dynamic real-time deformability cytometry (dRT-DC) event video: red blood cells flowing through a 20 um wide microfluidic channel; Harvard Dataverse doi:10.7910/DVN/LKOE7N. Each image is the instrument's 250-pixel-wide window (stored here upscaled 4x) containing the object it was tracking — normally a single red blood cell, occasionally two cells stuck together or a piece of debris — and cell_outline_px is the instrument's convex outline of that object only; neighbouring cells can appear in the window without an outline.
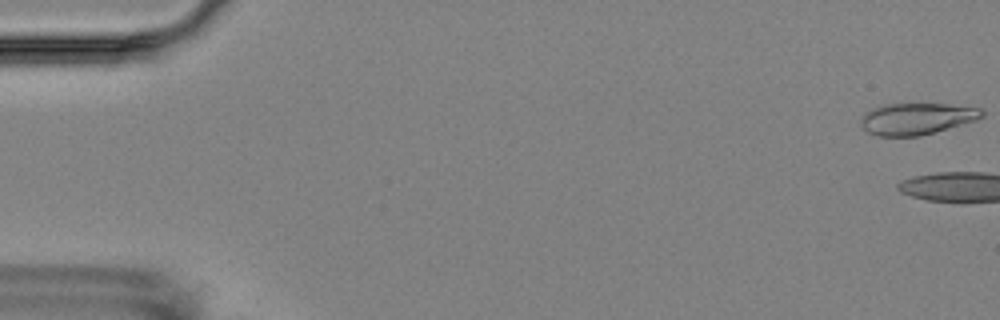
{"species": "Egyptian fruit bat (a non-hibernating species)", "species_latin": "Rousettus aegyptiacus", "temperature_condition": "room temperature", "stored_images_in_passage": 3, "camera_frame_rate_fps": 3000, "um_per_image_px": 0.085, "animal": {"sex": "female"}, "frame": {"image": 1, "passage_image": 1, "time_ms": 0.0, "image_size_px": [1000, 320], "cell_outline_px": [[984, 116], [976, 120], [920, 136], [880, 136], [868, 132], [860, 124], [860, 116], [872, 108], [884, 104], [948, 104], [980, 108], [984, 112]], "centroid_in_image_um": [77.9, 10.09], "position_along_channel_um": 7.1, "area_um2": 22.25}}